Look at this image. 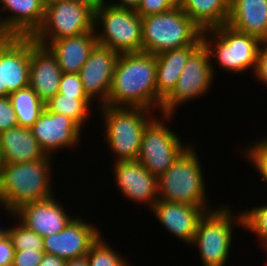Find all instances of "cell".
I'll use <instances>...</instances> for the list:
<instances>
[{
  "instance_id": "e0dca14e",
  "label": "cell",
  "mask_w": 267,
  "mask_h": 266,
  "mask_svg": "<svg viewBox=\"0 0 267 266\" xmlns=\"http://www.w3.org/2000/svg\"><path fill=\"white\" fill-rule=\"evenodd\" d=\"M216 207H198L189 204H181L158 200L151 212L157 218L163 228L170 232L173 237L182 243L191 244L195 237L196 229L200 219L206 212Z\"/></svg>"
},
{
  "instance_id": "f6af8a7d",
  "label": "cell",
  "mask_w": 267,
  "mask_h": 266,
  "mask_svg": "<svg viewBox=\"0 0 267 266\" xmlns=\"http://www.w3.org/2000/svg\"><path fill=\"white\" fill-rule=\"evenodd\" d=\"M45 4L51 2V1H54V0H42Z\"/></svg>"
},
{
  "instance_id": "7c38bea8",
  "label": "cell",
  "mask_w": 267,
  "mask_h": 266,
  "mask_svg": "<svg viewBox=\"0 0 267 266\" xmlns=\"http://www.w3.org/2000/svg\"><path fill=\"white\" fill-rule=\"evenodd\" d=\"M30 129L41 149L52 157L59 149L76 148L83 132L70 117L50 112L46 108Z\"/></svg>"
},
{
  "instance_id": "9a60e30c",
  "label": "cell",
  "mask_w": 267,
  "mask_h": 266,
  "mask_svg": "<svg viewBox=\"0 0 267 266\" xmlns=\"http://www.w3.org/2000/svg\"><path fill=\"white\" fill-rule=\"evenodd\" d=\"M118 56V52L97 44L80 69L79 75L85 93L92 102L99 99L97 101L98 107L105 105L108 101L109 90Z\"/></svg>"
},
{
  "instance_id": "7402d4cb",
  "label": "cell",
  "mask_w": 267,
  "mask_h": 266,
  "mask_svg": "<svg viewBox=\"0 0 267 266\" xmlns=\"http://www.w3.org/2000/svg\"><path fill=\"white\" fill-rule=\"evenodd\" d=\"M46 156L31 129L17 126L0 133V163H27Z\"/></svg>"
},
{
  "instance_id": "7a4b0ae2",
  "label": "cell",
  "mask_w": 267,
  "mask_h": 266,
  "mask_svg": "<svg viewBox=\"0 0 267 266\" xmlns=\"http://www.w3.org/2000/svg\"><path fill=\"white\" fill-rule=\"evenodd\" d=\"M52 158L47 155L33 162L0 163V202L6 214L13 217L20 206L55 195L51 184Z\"/></svg>"
},
{
  "instance_id": "7bdbcfd3",
  "label": "cell",
  "mask_w": 267,
  "mask_h": 266,
  "mask_svg": "<svg viewBox=\"0 0 267 266\" xmlns=\"http://www.w3.org/2000/svg\"><path fill=\"white\" fill-rule=\"evenodd\" d=\"M170 8H181L183 0H164Z\"/></svg>"
},
{
  "instance_id": "d4e9b609",
  "label": "cell",
  "mask_w": 267,
  "mask_h": 266,
  "mask_svg": "<svg viewBox=\"0 0 267 266\" xmlns=\"http://www.w3.org/2000/svg\"><path fill=\"white\" fill-rule=\"evenodd\" d=\"M181 9L202 29L226 25L230 0H183Z\"/></svg>"
},
{
  "instance_id": "d6a6232c",
  "label": "cell",
  "mask_w": 267,
  "mask_h": 266,
  "mask_svg": "<svg viewBox=\"0 0 267 266\" xmlns=\"http://www.w3.org/2000/svg\"><path fill=\"white\" fill-rule=\"evenodd\" d=\"M17 126L19 125L15 110L13 109L9 97L0 98V133Z\"/></svg>"
},
{
  "instance_id": "74e56055",
  "label": "cell",
  "mask_w": 267,
  "mask_h": 266,
  "mask_svg": "<svg viewBox=\"0 0 267 266\" xmlns=\"http://www.w3.org/2000/svg\"><path fill=\"white\" fill-rule=\"evenodd\" d=\"M103 3L110 5L112 7L121 8V9H131V10H137L141 0H115L114 1H107V0H100Z\"/></svg>"
},
{
  "instance_id": "4fadbf2b",
  "label": "cell",
  "mask_w": 267,
  "mask_h": 266,
  "mask_svg": "<svg viewBox=\"0 0 267 266\" xmlns=\"http://www.w3.org/2000/svg\"><path fill=\"white\" fill-rule=\"evenodd\" d=\"M74 217L59 233L43 237V251L64 260L86 256L91 244L102 233L98 226ZM95 226V227H94Z\"/></svg>"
},
{
  "instance_id": "ab89813d",
  "label": "cell",
  "mask_w": 267,
  "mask_h": 266,
  "mask_svg": "<svg viewBox=\"0 0 267 266\" xmlns=\"http://www.w3.org/2000/svg\"><path fill=\"white\" fill-rule=\"evenodd\" d=\"M6 97V85L3 75V46L0 47V98Z\"/></svg>"
},
{
  "instance_id": "52a82bcc",
  "label": "cell",
  "mask_w": 267,
  "mask_h": 266,
  "mask_svg": "<svg viewBox=\"0 0 267 266\" xmlns=\"http://www.w3.org/2000/svg\"><path fill=\"white\" fill-rule=\"evenodd\" d=\"M97 0H54L45 4L41 26L32 36L46 47L49 43L94 30Z\"/></svg>"
},
{
  "instance_id": "2e32d148",
  "label": "cell",
  "mask_w": 267,
  "mask_h": 266,
  "mask_svg": "<svg viewBox=\"0 0 267 266\" xmlns=\"http://www.w3.org/2000/svg\"><path fill=\"white\" fill-rule=\"evenodd\" d=\"M67 211V212H66ZM15 221H20L28 229L42 237L61 232L74 218L56 200L55 195L40 201L20 206L13 212Z\"/></svg>"
},
{
  "instance_id": "4dcf8cb0",
  "label": "cell",
  "mask_w": 267,
  "mask_h": 266,
  "mask_svg": "<svg viewBox=\"0 0 267 266\" xmlns=\"http://www.w3.org/2000/svg\"><path fill=\"white\" fill-rule=\"evenodd\" d=\"M243 154L248 159L249 164L251 163V166H254L255 171H258L267 186V138H261L250 143L243 149L242 156Z\"/></svg>"
},
{
  "instance_id": "836d02e7",
  "label": "cell",
  "mask_w": 267,
  "mask_h": 266,
  "mask_svg": "<svg viewBox=\"0 0 267 266\" xmlns=\"http://www.w3.org/2000/svg\"><path fill=\"white\" fill-rule=\"evenodd\" d=\"M43 255V250H15L12 266H38Z\"/></svg>"
},
{
  "instance_id": "8fae6325",
  "label": "cell",
  "mask_w": 267,
  "mask_h": 266,
  "mask_svg": "<svg viewBox=\"0 0 267 266\" xmlns=\"http://www.w3.org/2000/svg\"><path fill=\"white\" fill-rule=\"evenodd\" d=\"M212 61L208 50L201 44L187 59L175 89L162 102L160 114L174 116L177 107L202 98L210 91L216 75Z\"/></svg>"
},
{
  "instance_id": "ee69618b",
  "label": "cell",
  "mask_w": 267,
  "mask_h": 266,
  "mask_svg": "<svg viewBox=\"0 0 267 266\" xmlns=\"http://www.w3.org/2000/svg\"><path fill=\"white\" fill-rule=\"evenodd\" d=\"M1 226V225H0ZM7 234V227H0V239Z\"/></svg>"
},
{
  "instance_id": "83f0119b",
  "label": "cell",
  "mask_w": 267,
  "mask_h": 266,
  "mask_svg": "<svg viewBox=\"0 0 267 266\" xmlns=\"http://www.w3.org/2000/svg\"><path fill=\"white\" fill-rule=\"evenodd\" d=\"M102 237L99 235L86 254L89 266H130L127 259Z\"/></svg>"
},
{
  "instance_id": "3957f363",
  "label": "cell",
  "mask_w": 267,
  "mask_h": 266,
  "mask_svg": "<svg viewBox=\"0 0 267 266\" xmlns=\"http://www.w3.org/2000/svg\"><path fill=\"white\" fill-rule=\"evenodd\" d=\"M97 110L103 116L104 139L115 157L113 161H137L143 131L156 116L154 111L108 105L100 106Z\"/></svg>"
},
{
  "instance_id": "484cf974",
  "label": "cell",
  "mask_w": 267,
  "mask_h": 266,
  "mask_svg": "<svg viewBox=\"0 0 267 266\" xmlns=\"http://www.w3.org/2000/svg\"><path fill=\"white\" fill-rule=\"evenodd\" d=\"M18 125L31 128L45 110V103L30 86L9 94Z\"/></svg>"
},
{
  "instance_id": "44dd1931",
  "label": "cell",
  "mask_w": 267,
  "mask_h": 266,
  "mask_svg": "<svg viewBox=\"0 0 267 266\" xmlns=\"http://www.w3.org/2000/svg\"><path fill=\"white\" fill-rule=\"evenodd\" d=\"M227 25L260 42H266L267 0H230Z\"/></svg>"
},
{
  "instance_id": "8d00e7d4",
  "label": "cell",
  "mask_w": 267,
  "mask_h": 266,
  "mask_svg": "<svg viewBox=\"0 0 267 266\" xmlns=\"http://www.w3.org/2000/svg\"><path fill=\"white\" fill-rule=\"evenodd\" d=\"M14 254V246L6 234L0 239V266H12Z\"/></svg>"
},
{
  "instance_id": "ac0fdd59",
  "label": "cell",
  "mask_w": 267,
  "mask_h": 266,
  "mask_svg": "<svg viewBox=\"0 0 267 266\" xmlns=\"http://www.w3.org/2000/svg\"><path fill=\"white\" fill-rule=\"evenodd\" d=\"M62 73L52 52L30 37L29 86L44 103L58 93Z\"/></svg>"
},
{
  "instance_id": "60d3db41",
  "label": "cell",
  "mask_w": 267,
  "mask_h": 266,
  "mask_svg": "<svg viewBox=\"0 0 267 266\" xmlns=\"http://www.w3.org/2000/svg\"><path fill=\"white\" fill-rule=\"evenodd\" d=\"M11 37L12 35L6 30L0 19V47H2Z\"/></svg>"
},
{
  "instance_id": "9c48e42d",
  "label": "cell",
  "mask_w": 267,
  "mask_h": 266,
  "mask_svg": "<svg viewBox=\"0 0 267 266\" xmlns=\"http://www.w3.org/2000/svg\"><path fill=\"white\" fill-rule=\"evenodd\" d=\"M94 30L99 45L119 54L142 52L141 16L135 10L112 7L97 0Z\"/></svg>"
},
{
  "instance_id": "277c9868",
  "label": "cell",
  "mask_w": 267,
  "mask_h": 266,
  "mask_svg": "<svg viewBox=\"0 0 267 266\" xmlns=\"http://www.w3.org/2000/svg\"><path fill=\"white\" fill-rule=\"evenodd\" d=\"M142 52L160 53L202 44V29L181 9L141 17Z\"/></svg>"
},
{
  "instance_id": "5bb4252c",
  "label": "cell",
  "mask_w": 267,
  "mask_h": 266,
  "mask_svg": "<svg viewBox=\"0 0 267 266\" xmlns=\"http://www.w3.org/2000/svg\"><path fill=\"white\" fill-rule=\"evenodd\" d=\"M112 172L121 195L134 203H144L152 209L159 200L158 178L139 161L113 162ZM146 204V205H145Z\"/></svg>"
},
{
  "instance_id": "6da1fadb",
  "label": "cell",
  "mask_w": 267,
  "mask_h": 266,
  "mask_svg": "<svg viewBox=\"0 0 267 266\" xmlns=\"http://www.w3.org/2000/svg\"><path fill=\"white\" fill-rule=\"evenodd\" d=\"M105 105L156 111V56L146 52L120 53Z\"/></svg>"
},
{
  "instance_id": "603a6c76",
  "label": "cell",
  "mask_w": 267,
  "mask_h": 266,
  "mask_svg": "<svg viewBox=\"0 0 267 266\" xmlns=\"http://www.w3.org/2000/svg\"><path fill=\"white\" fill-rule=\"evenodd\" d=\"M97 44L95 31H91L55 40L46 47L57 58L63 73H79Z\"/></svg>"
},
{
  "instance_id": "f1b7e54d",
  "label": "cell",
  "mask_w": 267,
  "mask_h": 266,
  "mask_svg": "<svg viewBox=\"0 0 267 266\" xmlns=\"http://www.w3.org/2000/svg\"><path fill=\"white\" fill-rule=\"evenodd\" d=\"M266 203V204H265ZM260 204V206H254L253 208L244 210V229L252 232L253 236H257L260 246L267 249V202Z\"/></svg>"
},
{
  "instance_id": "30bf717a",
  "label": "cell",
  "mask_w": 267,
  "mask_h": 266,
  "mask_svg": "<svg viewBox=\"0 0 267 266\" xmlns=\"http://www.w3.org/2000/svg\"><path fill=\"white\" fill-rule=\"evenodd\" d=\"M159 115H161L160 118ZM159 115H156L145 127L137 158V161L157 178L191 145L183 144L178 134L169 128L170 125L168 126L166 122L173 119V115Z\"/></svg>"
},
{
  "instance_id": "5b68a950",
  "label": "cell",
  "mask_w": 267,
  "mask_h": 266,
  "mask_svg": "<svg viewBox=\"0 0 267 266\" xmlns=\"http://www.w3.org/2000/svg\"><path fill=\"white\" fill-rule=\"evenodd\" d=\"M200 161L191 143L158 178L159 200L211 207Z\"/></svg>"
},
{
  "instance_id": "ffe728a7",
  "label": "cell",
  "mask_w": 267,
  "mask_h": 266,
  "mask_svg": "<svg viewBox=\"0 0 267 266\" xmlns=\"http://www.w3.org/2000/svg\"><path fill=\"white\" fill-rule=\"evenodd\" d=\"M30 37L12 36L3 45V75L6 97L29 86Z\"/></svg>"
},
{
  "instance_id": "f546056e",
  "label": "cell",
  "mask_w": 267,
  "mask_h": 266,
  "mask_svg": "<svg viewBox=\"0 0 267 266\" xmlns=\"http://www.w3.org/2000/svg\"><path fill=\"white\" fill-rule=\"evenodd\" d=\"M15 250H43V237L28 229L20 221L13 227L7 228Z\"/></svg>"
},
{
  "instance_id": "1f68e13d",
  "label": "cell",
  "mask_w": 267,
  "mask_h": 266,
  "mask_svg": "<svg viewBox=\"0 0 267 266\" xmlns=\"http://www.w3.org/2000/svg\"><path fill=\"white\" fill-rule=\"evenodd\" d=\"M57 94L66 96H87L79 73H62Z\"/></svg>"
},
{
  "instance_id": "8992f818",
  "label": "cell",
  "mask_w": 267,
  "mask_h": 266,
  "mask_svg": "<svg viewBox=\"0 0 267 266\" xmlns=\"http://www.w3.org/2000/svg\"><path fill=\"white\" fill-rule=\"evenodd\" d=\"M234 225L244 228L243 213L240 210L238 216L234 215L226 204L206 212L200 219L191 245L198 249L203 266L226 265L234 240Z\"/></svg>"
},
{
  "instance_id": "cb8c5ba5",
  "label": "cell",
  "mask_w": 267,
  "mask_h": 266,
  "mask_svg": "<svg viewBox=\"0 0 267 266\" xmlns=\"http://www.w3.org/2000/svg\"><path fill=\"white\" fill-rule=\"evenodd\" d=\"M199 46L189 45L155 55L157 109H159V113L162 102L175 89L187 59Z\"/></svg>"
},
{
  "instance_id": "e575fe53",
  "label": "cell",
  "mask_w": 267,
  "mask_h": 266,
  "mask_svg": "<svg viewBox=\"0 0 267 266\" xmlns=\"http://www.w3.org/2000/svg\"><path fill=\"white\" fill-rule=\"evenodd\" d=\"M253 78L262 82L267 87V41L261 42L257 51L256 66L253 72Z\"/></svg>"
},
{
  "instance_id": "d6986e66",
  "label": "cell",
  "mask_w": 267,
  "mask_h": 266,
  "mask_svg": "<svg viewBox=\"0 0 267 266\" xmlns=\"http://www.w3.org/2000/svg\"><path fill=\"white\" fill-rule=\"evenodd\" d=\"M44 11L42 0H0V19L12 36L32 37L42 24ZM2 12L10 14L5 17Z\"/></svg>"
},
{
  "instance_id": "ba28073f",
  "label": "cell",
  "mask_w": 267,
  "mask_h": 266,
  "mask_svg": "<svg viewBox=\"0 0 267 266\" xmlns=\"http://www.w3.org/2000/svg\"><path fill=\"white\" fill-rule=\"evenodd\" d=\"M202 44L220 69L233 74L244 73L256 66L257 51L261 42L255 37L241 33L229 25L202 31Z\"/></svg>"
},
{
  "instance_id": "4316f807",
  "label": "cell",
  "mask_w": 267,
  "mask_h": 266,
  "mask_svg": "<svg viewBox=\"0 0 267 266\" xmlns=\"http://www.w3.org/2000/svg\"><path fill=\"white\" fill-rule=\"evenodd\" d=\"M91 101L92 100L88 96H66L63 94H56L45 103V108L50 112L70 117L83 128L91 118L90 115L92 113H90V111L93 110Z\"/></svg>"
},
{
  "instance_id": "d590c367",
  "label": "cell",
  "mask_w": 267,
  "mask_h": 266,
  "mask_svg": "<svg viewBox=\"0 0 267 266\" xmlns=\"http://www.w3.org/2000/svg\"><path fill=\"white\" fill-rule=\"evenodd\" d=\"M171 8L164 0H141L136 12L141 16H150L158 13H164Z\"/></svg>"
},
{
  "instance_id": "f35d334b",
  "label": "cell",
  "mask_w": 267,
  "mask_h": 266,
  "mask_svg": "<svg viewBox=\"0 0 267 266\" xmlns=\"http://www.w3.org/2000/svg\"><path fill=\"white\" fill-rule=\"evenodd\" d=\"M66 260L53 254L44 253L38 266H65Z\"/></svg>"
},
{
  "instance_id": "b9f144b4",
  "label": "cell",
  "mask_w": 267,
  "mask_h": 266,
  "mask_svg": "<svg viewBox=\"0 0 267 266\" xmlns=\"http://www.w3.org/2000/svg\"><path fill=\"white\" fill-rule=\"evenodd\" d=\"M65 266H89L87 257L66 260Z\"/></svg>"
}]
</instances>
